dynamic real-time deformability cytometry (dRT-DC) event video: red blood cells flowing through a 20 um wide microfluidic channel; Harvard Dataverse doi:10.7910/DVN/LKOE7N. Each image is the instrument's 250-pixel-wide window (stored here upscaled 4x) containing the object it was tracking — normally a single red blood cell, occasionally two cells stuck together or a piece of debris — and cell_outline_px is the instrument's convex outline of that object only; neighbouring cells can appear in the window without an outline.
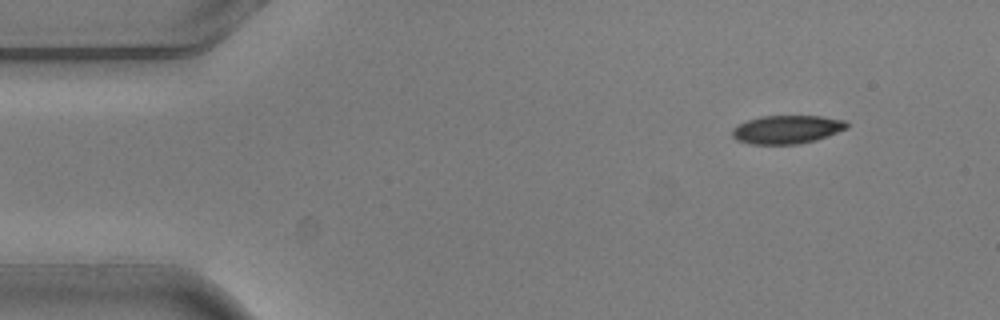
{"species": "common noctule bat (a hibernating species)", "species_latin": "Nyctalus noctula", "temperature_condition": "warm", "stored_images_in_passage": 8, "camera_frame_rate_fps": 3000, "um_per_image_px": 0.085, "animal": {"sex": "male", "body_mass_g": 20.5, "forearm_length_mm": 52.5}, "frame": {"image": 1, "passage_image": 1, "time_ms": 0.0, "image_size_px": [1000, 320], "cell_outline_px": [[848, 128], [828, 136], [816, 140], [796, 144], [748, 144], [736, 140], [732, 136], [732, 128], [736, 124], [760, 116], [820, 116], [844, 120], [848, 124]], "centroid_in_image_um": [66.85, 11.0], "position_along_channel_um": 18.1, "area_um2": 19.07}}
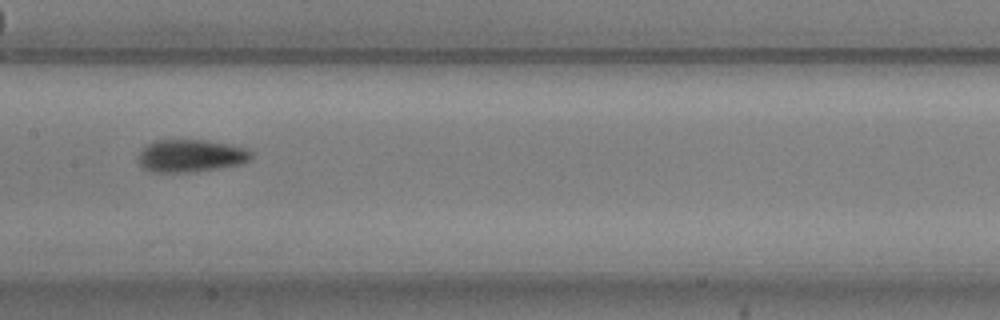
{"frame": {"image": 2, "passage_image": 7, "time_ms": 2.0, "image_size_px": [1000, 320], "cell_outline_px": [[252, 156], [248, 160], [240, 164], [220, 168], [188, 172], [152, 172], [144, 168], [140, 164], [140, 152], [152, 140], [208, 140], [232, 144], [248, 148], [252, 152]], "centroid_in_image_um": [16.26, 13.23], "position_along_channel_um": 191.1, "area_um2": 21.44}}
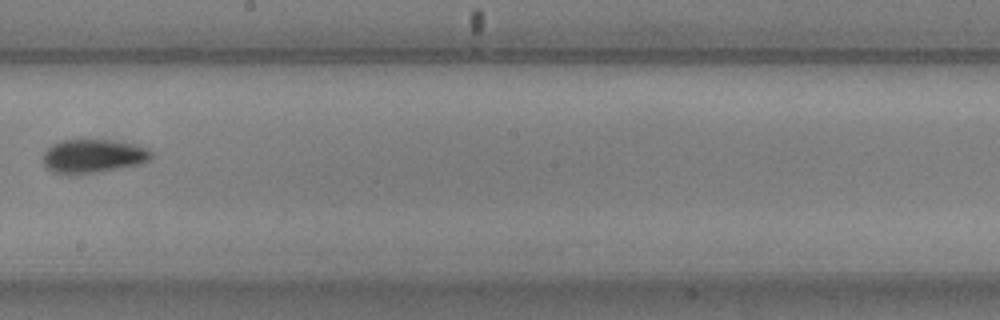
{"frame": {"image": 3, "passage_image": 8, "time_ms": 2.333, "image_size_px": [1000, 320], "cell_outline_px": [[152, 160], [140, 164], [100, 172], [72, 176], [68, 176], [52, 172], [44, 164], [44, 152], [52, 144], [60, 140], [80, 136], [112, 140], [136, 144], [148, 148], [152, 152]], "centroid_in_image_um": [7.91, 13.24], "position_along_channel_um": 240.3, "area_um2": 22.48}}